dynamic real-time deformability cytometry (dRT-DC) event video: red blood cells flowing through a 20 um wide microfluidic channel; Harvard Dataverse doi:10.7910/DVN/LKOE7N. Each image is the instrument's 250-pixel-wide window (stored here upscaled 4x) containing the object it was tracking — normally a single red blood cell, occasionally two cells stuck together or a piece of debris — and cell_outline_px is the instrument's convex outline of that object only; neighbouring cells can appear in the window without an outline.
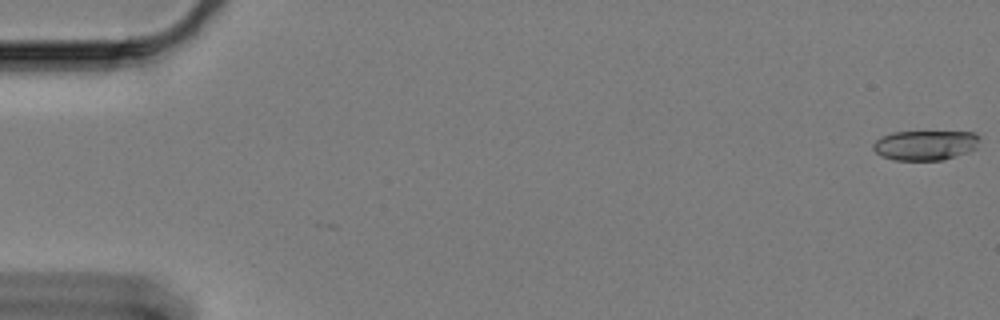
{"species": "Egyptian fruit bat (a non-hibernating species)", "species_latin": "Rousettus aegyptiacus", "temperature_condition": "cold", "stored_images_in_passage": 17, "camera_frame_rate_fps": 3000, "um_per_image_px": 0.085, "animal": {"sex": "female"}, "frame": {"image": 1, "passage_image": 1, "time_ms": 0.0, "image_size_px": [1000, 320], "cell_outline_px": [[980, 140], [976, 148], [968, 152], [944, 160], [892, 160], [880, 156], [872, 148], [872, 144], [876, 140], [892, 132], [972, 132], [980, 136]], "centroid_in_image_um": [78.65, 12.35], "position_along_channel_um": 6.4, "area_um2": 18.61}}